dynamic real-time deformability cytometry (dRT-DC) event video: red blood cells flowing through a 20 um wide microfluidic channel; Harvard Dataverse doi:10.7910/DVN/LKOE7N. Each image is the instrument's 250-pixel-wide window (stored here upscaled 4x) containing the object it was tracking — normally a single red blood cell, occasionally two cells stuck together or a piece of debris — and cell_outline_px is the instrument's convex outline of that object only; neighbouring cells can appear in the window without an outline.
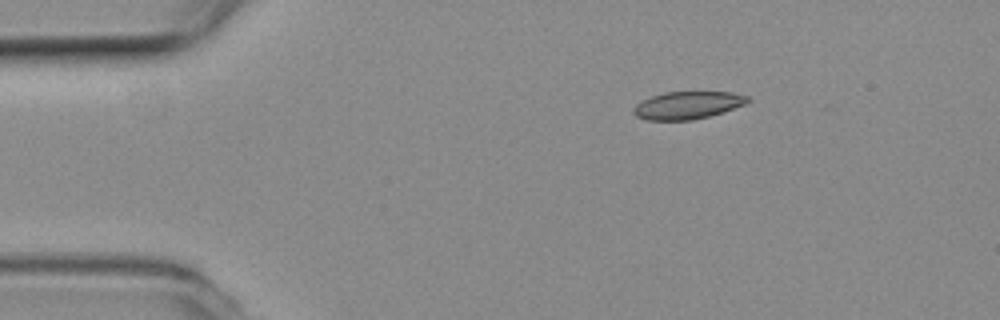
{"species": "common noctule bat (a hibernating species)", "species_latin": "Nyctalus noctula", "temperature_condition": "room temperature", "stored_images_in_passage": 4, "camera_frame_rate_fps": 3000, "um_per_image_px": 0.085, "animal": {"sex": "female", "body_mass_g": 19.3, "forearm_length_mm": 54.1}, "frame": {"image": 1, "passage_image": 3, "time_ms": 0.667, "image_size_px": [1000, 320], "cell_outline_px": [[752, 100], [748, 104], [724, 112], [692, 120], [648, 120], [636, 116], [632, 112], [632, 108], [640, 100], [664, 92], [732, 92], [748, 96]], "centroid_in_image_um": [58.47, 8.94], "position_along_channel_um": 26.5, "area_um2": 18.61}}